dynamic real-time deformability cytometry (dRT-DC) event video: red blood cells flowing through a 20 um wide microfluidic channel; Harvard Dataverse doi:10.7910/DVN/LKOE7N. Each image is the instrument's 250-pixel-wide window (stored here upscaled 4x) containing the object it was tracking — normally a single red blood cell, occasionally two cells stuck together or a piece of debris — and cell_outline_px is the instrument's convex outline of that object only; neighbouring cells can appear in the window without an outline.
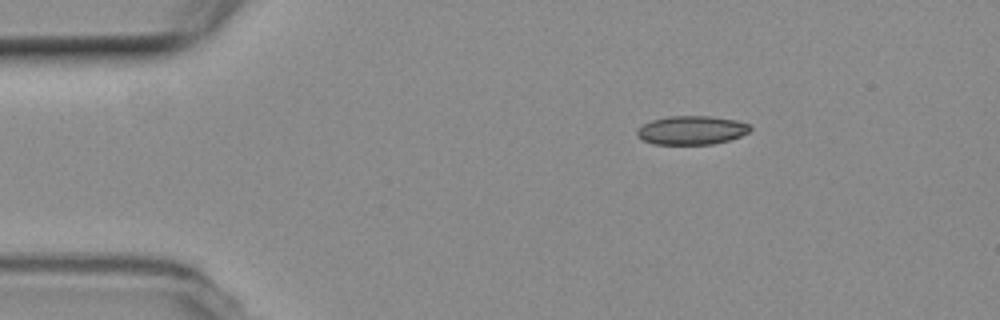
{"species": "common noctule bat (a hibernating species)", "species_latin": "Nyctalus noctula", "temperature_condition": "room temperature", "stored_images_in_passage": 3, "camera_frame_rate_fps": 3000, "um_per_image_px": 0.085, "animal": {"sex": "female", "body_mass_g": 19.3, "forearm_length_mm": 54.1}, "frame": {"image": 1, "passage_image": 1, "time_ms": 0.0, "image_size_px": [1000, 320], "cell_outline_px": [[752, 128], [748, 132], [740, 136], [728, 140], [712, 144], [652, 144], [636, 136], [636, 132], [644, 124], [652, 120], [668, 116], [712, 116], [736, 120], [748, 124]], "centroid_in_image_um": [58.78, 11.06], "position_along_channel_um": 26.2, "area_um2": 18.84}}